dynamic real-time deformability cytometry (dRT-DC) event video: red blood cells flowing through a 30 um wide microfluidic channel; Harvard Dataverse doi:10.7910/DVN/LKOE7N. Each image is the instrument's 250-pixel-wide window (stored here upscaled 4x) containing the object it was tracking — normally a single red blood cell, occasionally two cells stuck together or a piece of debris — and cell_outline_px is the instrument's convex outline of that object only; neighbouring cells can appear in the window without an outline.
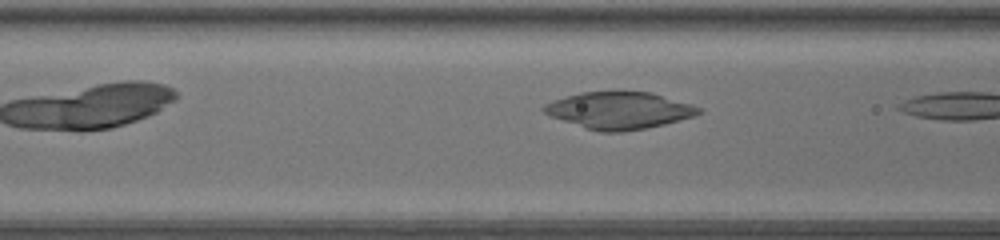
{"species": "common noctule bat (a hibernating species)", "species_latin": "Nyctalus noctula", "temperature_condition": "warm", "stored_images_in_passage": 5, "camera_frame_rate_fps": 3000, "um_per_image_px": 0.085, "animal": {"sex": "female", "body_mass_g": 17.0, "forearm_length_mm": 48.0}, "frame": {"image": 1, "passage_image": 4, "time_ms": 1.0, "image_size_px": [1000, 240], "cell_outline_px": [[704, 112], [692, 116], [664, 124], [644, 128], [620, 132], [600, 132], [548, 116], [540, 108], [544, 104], [552, 100], [580, 92], [652, 92], [692, 104], [704, 108]], "centroid_in_image_um": [52.62, 9.38], "position_along_channel_um": 114.0, "area_um2": 33.29}}